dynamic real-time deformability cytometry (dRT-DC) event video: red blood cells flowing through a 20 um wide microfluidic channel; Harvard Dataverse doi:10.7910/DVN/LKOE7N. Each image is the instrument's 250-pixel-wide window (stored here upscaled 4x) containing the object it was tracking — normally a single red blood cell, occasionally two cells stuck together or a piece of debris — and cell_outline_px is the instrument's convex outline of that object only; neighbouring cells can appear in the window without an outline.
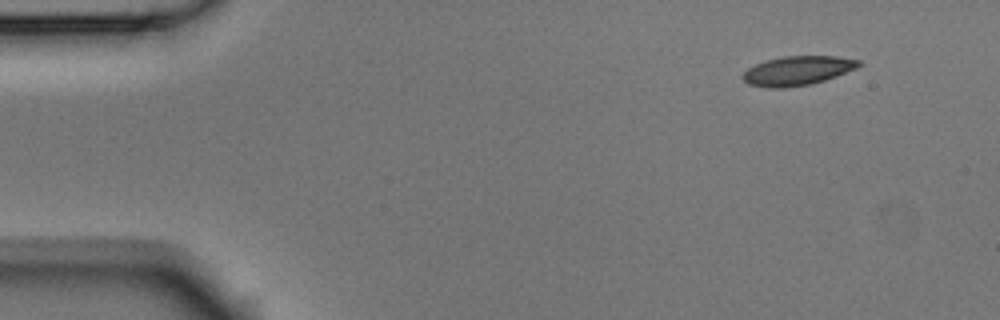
{"species": "Egyptian fruit bat (a non-hibernating species)", "species_latin": "Rousettus aegyptiacus", "temperature_condition": "room temperature", "stored_images_in_passage": 49, "camera_frame_rate_fps": 3000, "um_per_image_px": 0.085, "animal": {"sex": "male"}, "frame": {"image": 1, "passage_image": 1, "time_ms": 0.0, "image_size_px": [1000, 320], "cell_outline_px": [[864, 64], [856, 68], [836, 76], [812, 84], [784, 88], [768, 88], [748, 84], [740, 76], [748, 68], [756, 64], [768, 60], [784, 56], [836, 56], [860, 60]], "centroid_in_image_um": [67.79, 6.01], "position_along_channel_um": 17.2, "area_um2": 19.77}}
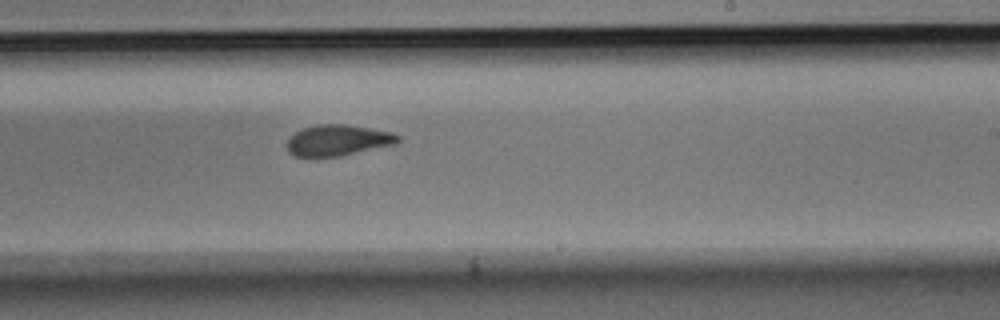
{"frame": {"image": 2, "passage_image": 28, "time_ms": 9.0, "image_size_px": [1000, 320], "cell_outline_px": [[400, 140], [396, 144], [340, 156], [296, 156], [288, 152], [288, 136], [304, 128], [316, 124], [344, 124], [392, 132], [400, 136]], "centroid_in_image_um": [28.73, 11.92], "position_along_channel_um": 260.3, "area_um2": 19.88}}
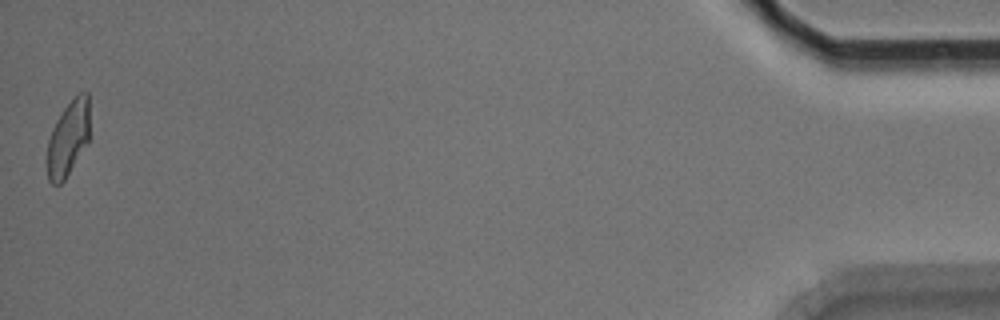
{"frame": {"image": 3, "passage_image": 49, "time_ms": 16.0, "image_size_px": [1000, 320], "cell_outline_px": [[88, 140], [64, 180], [60, 184], [52, 184], [48, 180], [44, 160], [48, 140], [52, 128], [56, 120], [64, 108], [80, 92], [88, 92]], "centroid_in_image_um": [5.72, 11.81], "position_along_channel_um": 429.5, "area_um2": 18.55}, "authors_computed_cell_mechanics": {"area_um2": 20.2878, "velocity_mm_per_s": 3.7632, "shape_relaxation_time_tau1_ms": 6.9181, "shape_relaxation_time_tau2_ms": 2.444, "deformation_change_tau1": 0.1617, "deformation_change_tau2": 0.0874}}